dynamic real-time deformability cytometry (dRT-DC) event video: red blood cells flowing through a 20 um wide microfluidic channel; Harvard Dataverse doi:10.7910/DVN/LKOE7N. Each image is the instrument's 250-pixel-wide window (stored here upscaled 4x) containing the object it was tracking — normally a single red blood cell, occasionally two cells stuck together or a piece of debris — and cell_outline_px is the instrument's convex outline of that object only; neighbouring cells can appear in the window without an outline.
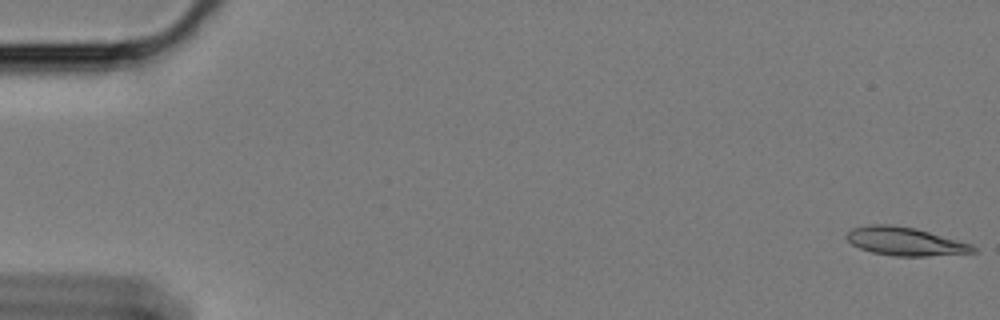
{"species": "Egyptian fruit bat (a non-hibernating species)", "species_latin": "Rousettus aegyptiacus", "temperature_condition": "cold", "stored_images_in_passage": 14, "camera_frame_rate_fps": 3000, "um_per_image_px": 0.085, "animal": {"sex": "female"}, "frame": {"image": 1, "passage_image": 1, "time_ms": 0.0, "image_size_px": [1000, 320], "cell_outline_px": [[980, 252], [928, 256], [892, 256], [872, 252], [860, 248], [852, 244], [844, 236], [852, 228], [868, 224], [892, 224], [916, 228], [972, 244]], "centroid_in_image_um": [76.94, 20.51], "position_along_channel_um": 8.1, "area_um2": 21.1}}